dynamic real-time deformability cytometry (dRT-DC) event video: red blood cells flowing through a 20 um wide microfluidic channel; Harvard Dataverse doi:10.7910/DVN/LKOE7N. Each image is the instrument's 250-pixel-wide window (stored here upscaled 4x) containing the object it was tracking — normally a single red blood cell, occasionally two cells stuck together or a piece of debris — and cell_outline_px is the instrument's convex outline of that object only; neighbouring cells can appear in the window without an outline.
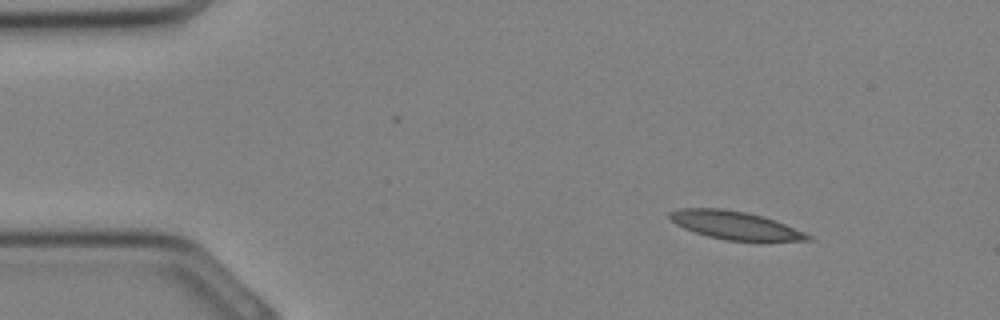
{"species": "Egyptian fruit bat (a non-hibernating species)", "species_latin": "Rousettus aegyptiacus", "temperature_condition": "cold", "stored_images_in_passage": 29, "camera_frame_rate_fps": 3000, "um_per_image_px": 0.085, "animal": {"sex": "female"}, "frame": {"image": 1, "passage_image": 1, "time_ms": 0.0, "image_size_px": [1000, 320], "cell_outline_px": [[812, 240], [728, 240], [708, 236], [684, 228], [676, 224], [668, 216], [668, 212], [680, 208], [720, 208], [744, 212], [760, 216], [784, 224], [804, 232], [812, 236]], "centroid_in_image_um": [62.41, 19.13], "position_along_channel_um": 22.6, "area_um2": 21.96}}
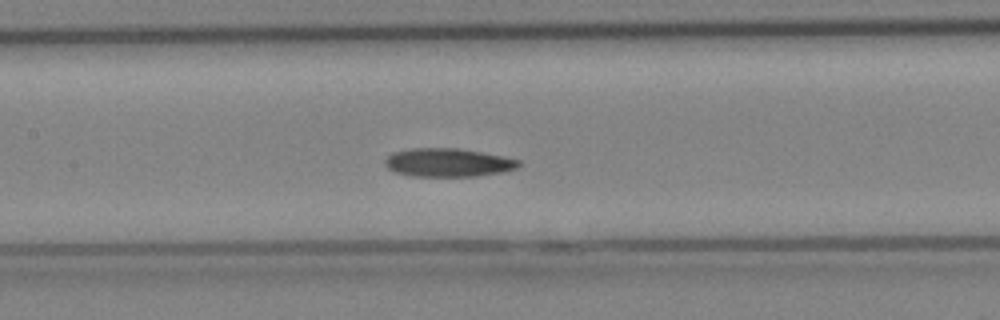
{"frame": {"image": 2, "passage_image": 12, "time_ms": 3.667, "image_size_px": [1000, 320], "cell_outline_px": [[520, 164], [516, 168], [504, 172], [476, 176], [412, 176], [396, 172], [388, 168], [384, 164], [384, 160], [392, 152], [412, 148], [456, 148], [504, 156], [520, 160]], "centroid_in_image_um": [38.08, 13.81], "position_along_channel_um": 169.3, "area_um2": 22.14}}
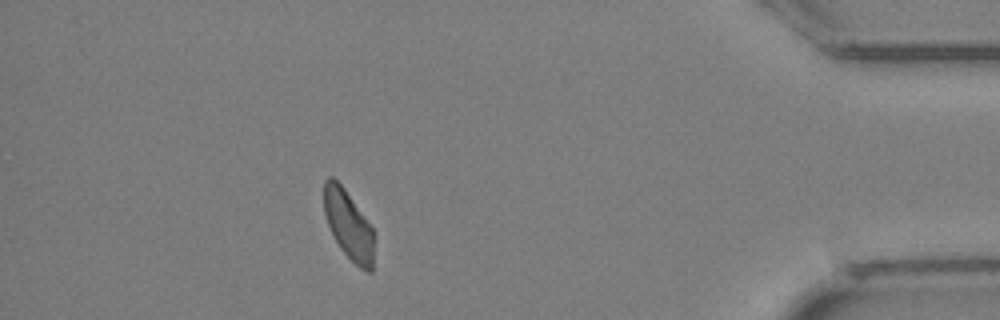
{"frame": {"image": 3, "passage_image": 26, "time_ms": 8.333, "image_size_px": [1000, 320], "cell_outline_px": [[372, 272], [368, 272], [360, 268], [340, 248], [328, 224], [324, 212], [324, 180], [328, 176], [332, 176], [344, 188], [372, 228]], "centroid_in_image_um": [29.59, 19.08], "position_along_channel_um": 405.6, "area_um2": 19.42}}